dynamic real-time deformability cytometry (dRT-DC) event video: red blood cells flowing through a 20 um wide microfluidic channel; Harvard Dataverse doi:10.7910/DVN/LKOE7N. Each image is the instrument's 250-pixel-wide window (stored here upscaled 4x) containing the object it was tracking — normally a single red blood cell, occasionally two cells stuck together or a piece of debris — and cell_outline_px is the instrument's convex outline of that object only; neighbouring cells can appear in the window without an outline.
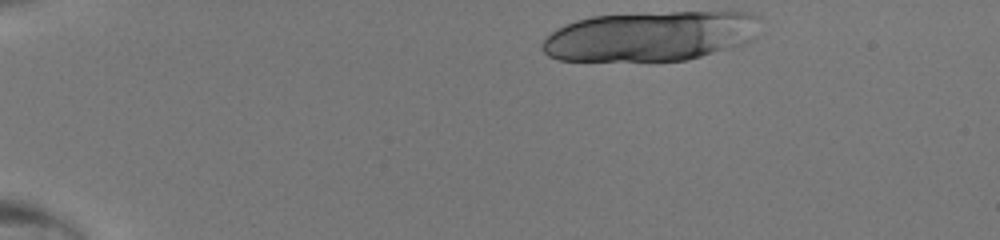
{"species": "human", "species_latin": "Homo sapiens", "temperature_condition": "room temperature", "stored_images_in_passage": 12, "camera_frame_rate_fps": 3000, "um_per_image_px": 0.085, "donor": {"sex": "male"}, "frame": {"image": 1, "passage_image": 1, "time_ms": 0.0, "image_size_px": [1000, 240], "cell_outline_px": [[760, 16], [752, 40], [744, 44], [688, 60], [560, 60], [548, 56], [540, 48], [540, 44], [556, 28], [576, 20], [592, 16], [672, 12], [752, 12]], "centroid_in_image_um": [55.29, 3.07], "position_along_channel_um": 29.7, "area_um2": 63.06}}